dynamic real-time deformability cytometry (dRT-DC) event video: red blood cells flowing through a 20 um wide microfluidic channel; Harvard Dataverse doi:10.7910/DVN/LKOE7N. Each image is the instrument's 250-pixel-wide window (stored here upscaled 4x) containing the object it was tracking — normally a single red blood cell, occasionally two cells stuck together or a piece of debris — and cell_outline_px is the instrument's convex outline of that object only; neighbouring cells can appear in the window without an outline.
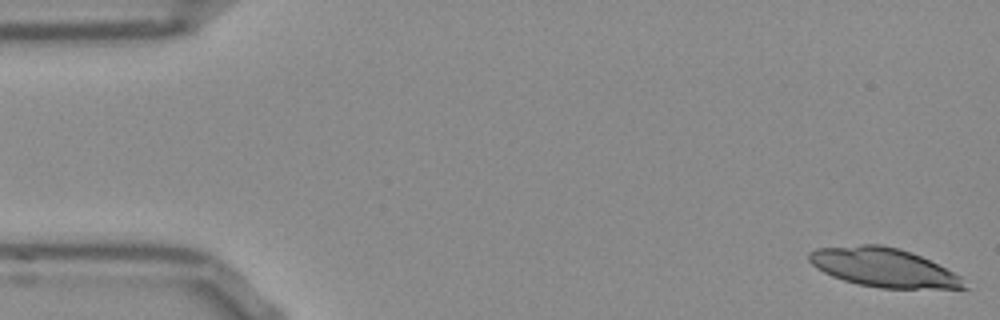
{"species": "Egyptian fruit bat (a non-hibernating species)", "species_latin": "Rousettus aegyptiacus", "temperature_condition": "room temperature", "stored_images_in_passage": 15, "camera_frame_rate_fps": 3000, "um_per_image_px": 0.085, "frame": {"image": 1, "passage_image": 1, "time_ms": 0.0, "image_size_px": [1000, 320], "cell_outline_px": [[968, 288], [880, 288], [856, 284], [832, 276], [816, 268], [808, 260], [808, 252], [816, 248], [860, 244], [880, 244], [900, 248], [912, 252], [960, 276]], "centroid_in_image_um": [75.03, 22.72], "position_along_channel_um": 10.0, "area_um2": 34.97}}